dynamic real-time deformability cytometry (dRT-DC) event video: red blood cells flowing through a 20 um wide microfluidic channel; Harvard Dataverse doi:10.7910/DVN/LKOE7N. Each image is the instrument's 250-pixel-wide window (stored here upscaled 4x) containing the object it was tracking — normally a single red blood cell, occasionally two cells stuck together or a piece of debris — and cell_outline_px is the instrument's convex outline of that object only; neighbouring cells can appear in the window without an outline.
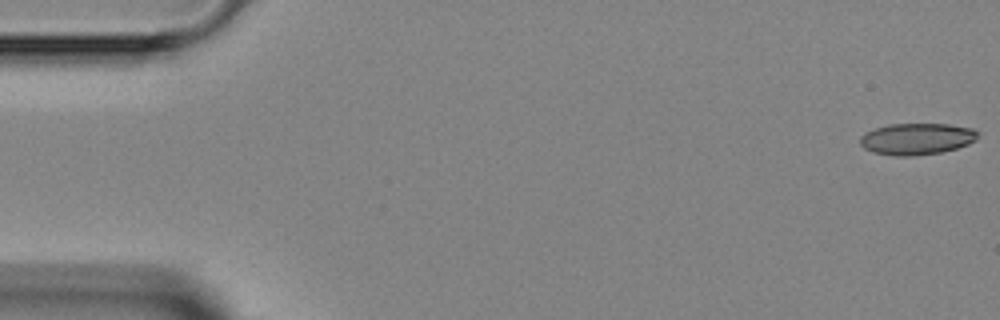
{"species": "Egyptian fruit bat (a non-hibernating species)", "species_latin": "Rousettus aegyptiacus", "temperature_condition": "room temperature", "stored_images_in_passage": 3, "camera_frame_rate_fps": 3000, "um_per_image_px": 0.085, "animal": {"sex": "female"}, "frame": {"image": 1, "passage_image": 1, "time_ms": 0.0, "image_size_px": [1000, 320], "cell_outline_px": [[980, 132], [976, 140], [968, 144], [956, 148], [940, 152], [912, 156], [896, 156], [872, 152], [864, 148], [860, 144], [860, 136], [864, 132], [876, 128], [892, 124], [948, 124], [972, 128]], "centroid_in_image_um": [77.92, 11.8], "position_along_channel_um": 7.1, "area_um2": 21.68}}